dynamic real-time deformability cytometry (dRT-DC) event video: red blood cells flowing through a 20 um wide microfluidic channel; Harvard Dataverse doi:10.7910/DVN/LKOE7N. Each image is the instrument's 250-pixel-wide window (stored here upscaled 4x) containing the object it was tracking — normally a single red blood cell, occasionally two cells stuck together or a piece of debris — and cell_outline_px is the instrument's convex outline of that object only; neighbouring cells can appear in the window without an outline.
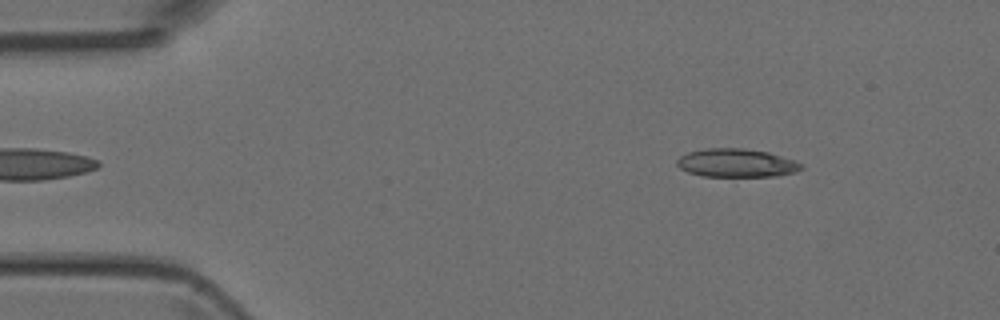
{"species": "Egyptian fruit bat (a non-hibernating species)", "species_latin": "Rousettus aegyptiacus", "temperature_condition": "room temperature", "stored_images_in_passage": 3, "camera_frame_rate_fps": 3000, "um_per_image_px": 0.085, "animal": {"sex": "female"}, "frame": {"image": 1, "passage_image": 1, "time_ms": 0.0, "image_size_px": [1000, 320], "cell_outline_px": [[804, 168], [796, 172], [776, 176], [700, 176], [688, 172], [680, 168], [676, 164], [676, 160], [680, 156], [688, 152], [704, 148], [744, 148], [768, 152], [796, 160], [804, 164]], "centroid_in_image_um": [62.62, 13.85], "position_along_channel_um": 22.4, "area_um2": 20.81}}